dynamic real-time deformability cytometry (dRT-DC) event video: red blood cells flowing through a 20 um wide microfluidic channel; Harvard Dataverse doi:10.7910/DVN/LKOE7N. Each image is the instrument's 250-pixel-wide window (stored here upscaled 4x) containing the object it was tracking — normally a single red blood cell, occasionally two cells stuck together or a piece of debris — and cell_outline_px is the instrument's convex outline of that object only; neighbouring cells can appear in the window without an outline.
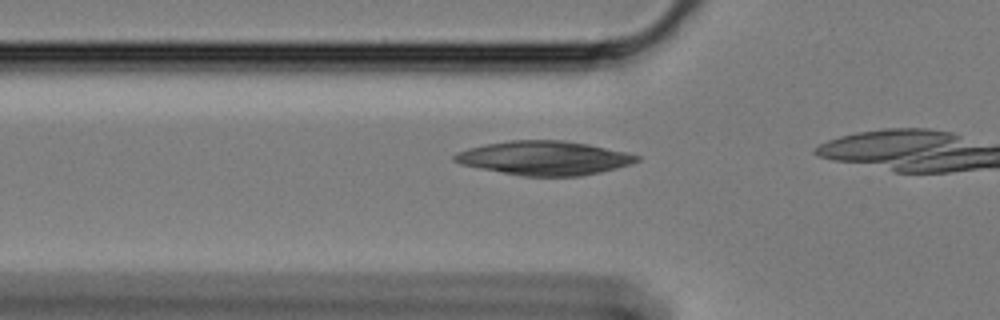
{"species": "Egyptian fruit bat (a non-hibernating species)", "species_latin": "Rousettus aegyptiacus", "temperature_condition": "cold", "stored_images_in_passage": 13, "camera_frame_rate_fps": 3000, "um_per_image_px": 0.085, "animal": {"sex": "female"}, "frame": {"image": 1, "passage_image": 8, "time_ms": 2.333, "image_size_px": [1000, 320], "cell_outline_px": [[640, 160], [632, 164], [600, 172], [580, 176], [524, 176], [480, 168], [460, 164], [452, 160], [452, 156], [456, 152], [468, 148], [484, 144], [508, 140], [564, 140], [588, 144], [628, 152], [640, 156]], "centroid_in_image_um": [46.26, 13.42], "position_along_channel_um": 79.5, "area_um2": 36.24}}
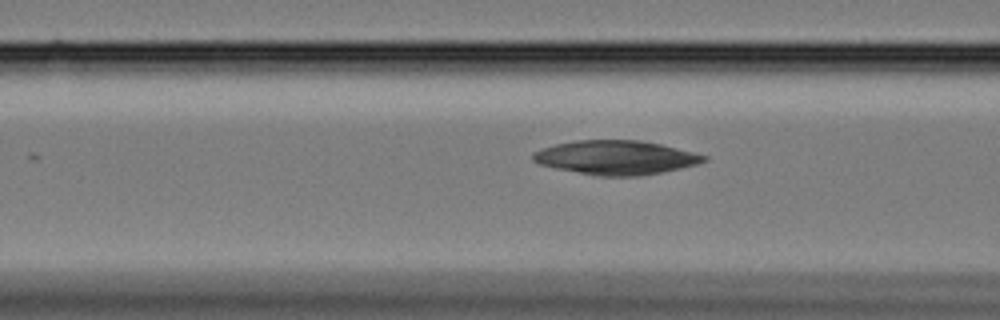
{"frame": {"image": 2, "passage_image": 11, "time_ms": 3.333, "image_size_px": [1000, 320], "cell_outline_px": [[708, 160], [696, 164], [680, 168], [640, 176], [600, 176], [556, 168], [540, 164], [532, 160], [532, 152], [540, 148], [556, 144], [576, 140], [640, 140], [660, 144], [708, 156]], "centroid_in_image_um": [52.32, 13.38], "position_along_channel_um": 114.3, "area_um2": 33.7}}